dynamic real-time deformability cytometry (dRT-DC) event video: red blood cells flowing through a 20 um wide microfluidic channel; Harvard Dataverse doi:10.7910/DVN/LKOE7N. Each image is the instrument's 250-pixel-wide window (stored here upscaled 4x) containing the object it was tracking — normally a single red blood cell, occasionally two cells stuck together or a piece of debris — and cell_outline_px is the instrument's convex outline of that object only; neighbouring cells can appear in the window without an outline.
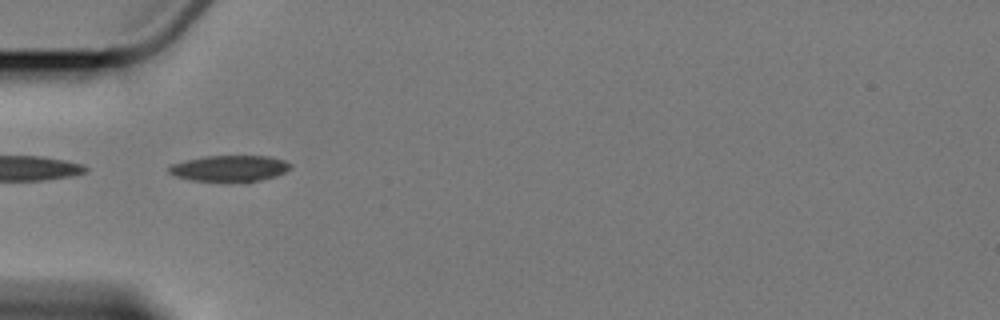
{"species": "Egyptian fruit bat (a non-hibernating species)", "species_latin": "Rousettus aegyptiacus", "temperature_condition": "cold", "stored_images_in_passage": 5, "camera_frame_rate_fps": 3000, "um_per_image_px": 0.085, "animal": {"sex": "female"}, "frame": {"image": 1, "passage_image": 2, "time_ms": 1.333, "image_size_px": [1000, 320], "cell_outline_px": [[292, 168], [276, 176], [260, 180], [192, 180], [176, 176], [168, 172], [168, 168], [172, 164], [204, 156], [268, 156], [284, 160], [292, 164]], "centroid_in_image_um": [19.55, 14.29], "position_along_channel_um": 65.4, "area_um2": 17.98}}
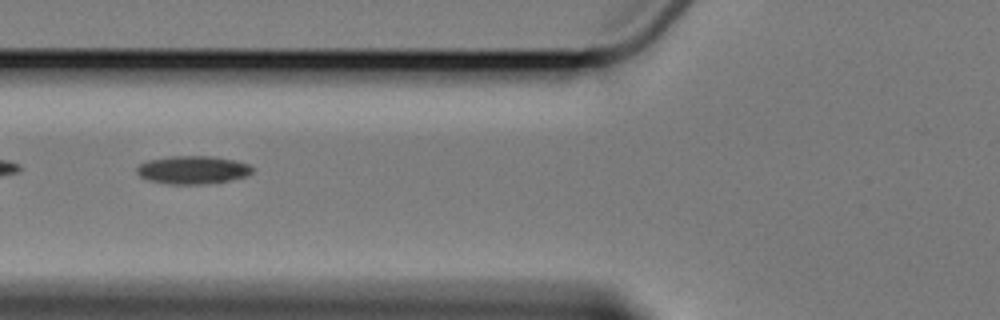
{"frame": {"image": 2, "passage_image": 3, "time_ms": 2.667, "image_size_px": [1000, 320], "cell_outline_px": [[252, 172], [248, 176], [228, 180], [204, 184], [168, 184], [148, 180], [140, 176], [136, 172], [136, 168], [140, 164], [148, 160], [168, 156], [212, 156], [236, 160], [248, 164], [252, 168]], "centroid_in_image_um": [16.37, 14.43], "position_along_channel_um": 109.4, "area_um2": 18.96}}
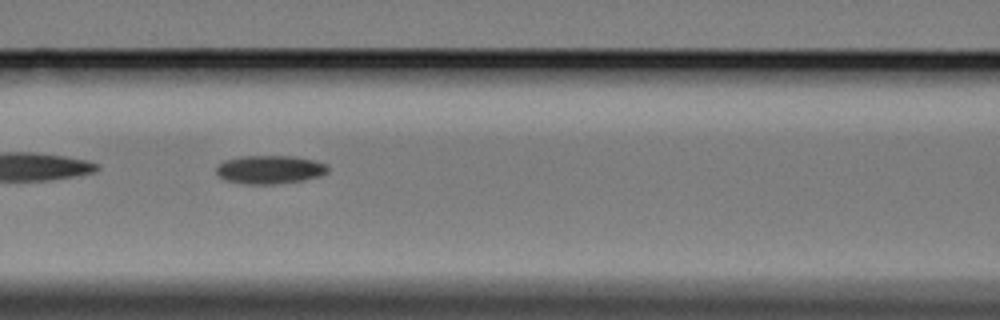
{"frame": {"image": 3, "passage_image": 4, "time_ms": 3.667, "image_size_px": [1000, 320], "cell_outline_px": [[328, 172], [320, 176], [304, 180], [276, 184], [244, 184], [224, 180], [216, 172], [216, 164], [224, 160], [240, 156], [292, 156], [316, 160], [328, 164]], "centroid_in_image_um": [22.93, 14.41], "position_along_channel_um": 143.7, "area_um2": 18.79}}